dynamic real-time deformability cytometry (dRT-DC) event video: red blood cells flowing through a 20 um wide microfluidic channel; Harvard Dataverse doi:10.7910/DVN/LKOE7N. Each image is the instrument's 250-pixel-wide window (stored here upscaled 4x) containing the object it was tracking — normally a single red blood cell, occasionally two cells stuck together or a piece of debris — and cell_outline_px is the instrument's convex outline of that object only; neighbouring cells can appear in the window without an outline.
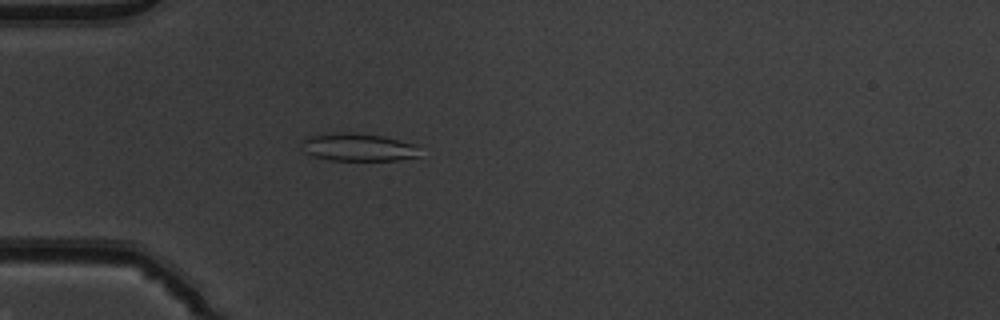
{"species": "common noctule bat (a hibernating species)", "species_latin": "Nyctalus noctula", "temperature_condition": "warm", "stored_images_in_passage": 52, "camera_frame_rate_fps": 3000, "um_per_image_px": 0.085, "animal": {"sex": "male", "body_mass_g": 19.5, "forearm_length_mm": 54.6}, "frame": {"image": 1, "passage_image": 16, "time_ms": 5.0, "image_size_px": [1000, 320], "cell_outline_px": [[420, 156], [396, 160], [332, 160], [312, 156], [300, 148], [304, 140], [308, 136], [332, 132], [352, 132], [380, 136], [412, 144]], "centroid_in_image_um": [30.34, 12.51], "position_along_channel_um": 54.7, "area_um2": 18.79}}
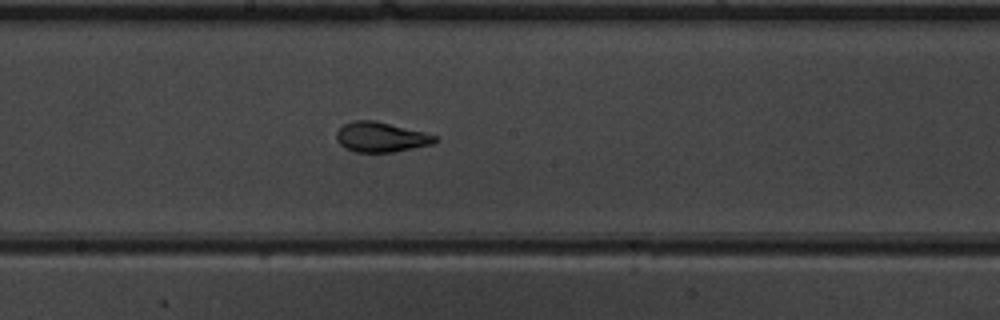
{"frame": {"image": 2, "passage_image": 29, "time_ms": 9.333, "image_size_px": [1000, 320], "cell_outline_px": [[440, 140], [432, 144], [392, 152], [356, 152], [344, 148], [336, 140], [336, 132], [344, 124], [352, 120], [376, 120], [440, 136]], "centroid_in_image_um": [32.39, 11.64], "position_along_channel_um": 215.8, "area_um2": 17.4}}
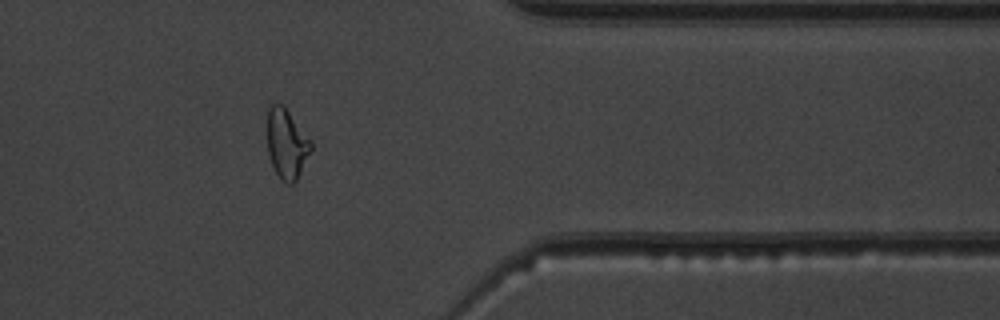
{"frame": {"image": 3, "passage_image": 43, "time_ms": 14.0, "image_size_px": [1000, 320], "cell_outline_px": [[312, 152], [296, 180], [292, 184], [288, 184], [276, 172], [268, 156], [268, 108], [272, 104], [284, 104], [312, 140]], "centroid_in_image_um": [24.4, 12.19], "position_along_channel_um": 387.0, "area_um2": 17.92}, "authors_computed_cell_mechanics": {"area_um2": 18.0625, "velocity_mm_per_s": 3.9442, "shape_relaxation_time_tau1_ms": 5.4995, "shape_relaxation_time_tau2_ms": 0.7474, "deformation_change_tau1": 0.1772, "deformation_change_tau2": 0.0533}}